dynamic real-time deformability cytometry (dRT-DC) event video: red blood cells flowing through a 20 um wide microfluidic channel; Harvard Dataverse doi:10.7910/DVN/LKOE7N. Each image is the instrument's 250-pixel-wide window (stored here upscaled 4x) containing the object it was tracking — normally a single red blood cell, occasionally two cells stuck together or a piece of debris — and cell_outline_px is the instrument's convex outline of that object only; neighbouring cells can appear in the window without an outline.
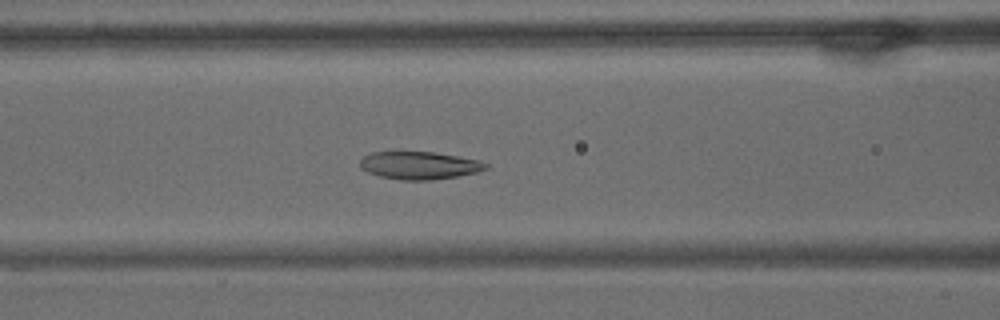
{"species": "common noctule bat (a hibernating species)", "species_latin": "Nyctalus noctula", "temperature_condition": "warm", "stored_images_in_passage": 49, "camera_frame_rate_fps": 3000, "um_per_image_px": 0.085, "animal": {"sex": "male", "body_mass_g": 15.6}, "frame": {"image": 1, "passage_image": 14, "time_ms": 4.333, "image_size_px": [1000, 320], "cell_outline_px": [[488, 168], [476, 172], [456, 176], [432, 180], [400, 180], [380, 176], [368, 172], [360, 168], [360, 160], [364, 156], [372, 152], [432, 152], [480, 160], [488, 164]], "centroid_in_image_um": [35.63, 14.06], "position_along_channel_um": 131.0, "area_um2": 20.17}}
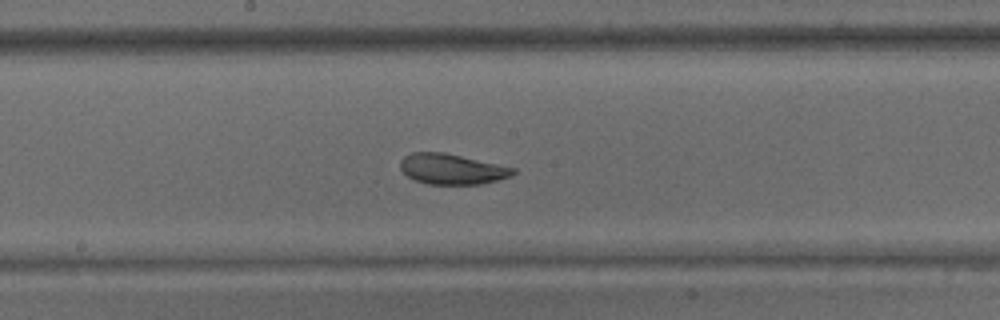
{"frame": {"image": 2, "passage_image": 21, "time_ms": 6.667, "image_size_px": [1000, 320], "cell_outline_px": [[516, 172], [512, 176], [480, 184], [428, 184], [416, 180], [408, 176], [400, 168], [400, 160], [404, 156], [412, 152], [444, 152], [516, 168]], "centroid_in_image_um": [38.41, 14.36], "position_along_channel_um": 209.8, "area_um2": 19.94}}
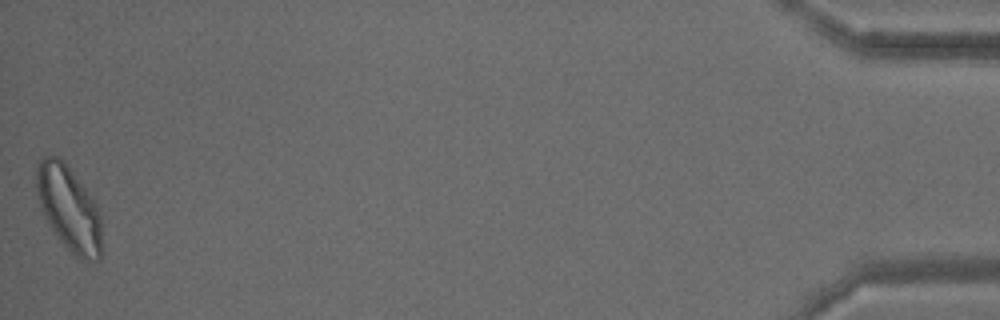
{"frame": {"image": 3, "passage_image": 49, "time_ms": 16.0, "image_size_px": [1000, 320], "cell_outline_px": [[100, 260], [84, 260], [72, 256], [60, 240], [44, 216], [40, 208], [36, 196], [36, 172], [40, 160], [44, 156], [56, 156], [64, 160], [96, 204], [100, 216]], "centroid_in_image_um": [5.82, 17.72], "position_along_channel_um": 429.4, "area_um2": 32.08}, "authors_computed_cell_mechanics": {"area_um2": 21.675, "velocity_mm_per_s": 3.3832, "shape_relaxation_time_tau1_ms": 5.7698, "shape_relaxation_time_tau2_ms": 3.3897, "deformation_change_tau1": 0.1362, "deformation_change_tau2": 0.1026}}